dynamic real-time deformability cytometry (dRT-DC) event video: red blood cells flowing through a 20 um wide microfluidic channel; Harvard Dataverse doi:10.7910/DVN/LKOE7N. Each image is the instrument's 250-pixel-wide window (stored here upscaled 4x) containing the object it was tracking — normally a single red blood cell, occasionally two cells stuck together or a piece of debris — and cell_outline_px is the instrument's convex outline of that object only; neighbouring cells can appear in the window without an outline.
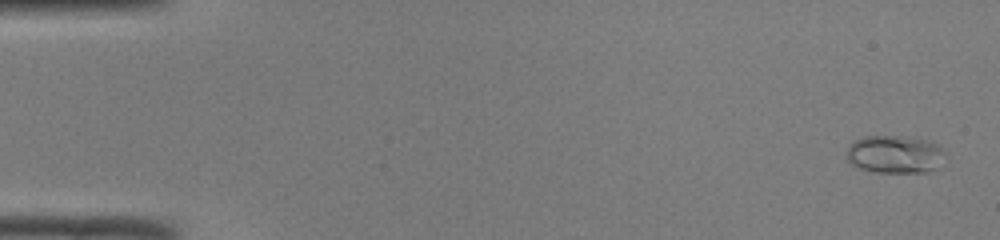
{"species": "common noctule bat (a hibernating species)", "species_latin": "Nyctalus noctula", "temperature_condition": "room temperature", "stored_images_in_passage": 50, "camera_frame_rate_fps": 3000, "um_per_image_px": 0.085, "animal": {"sex": "male", "body_mass_g": 19.0, "forearm_length_mm": 50.8}, "frame": {"image": 1, "passage_image": 2, "time_ms": 0.333, "image_size_px": [1000, 240], "cell_outline_px": [[944, 148], [932, 168], [928, 172], [876, 172], [860, 168], [852, 164], [848, 160], [848, 144], [864, 136], [896, 136], [928, 140]], "centroid_in_image_um": [75.96, 13.1], "position_along_channel_um": 9.0, "area_um2": 20.98}}
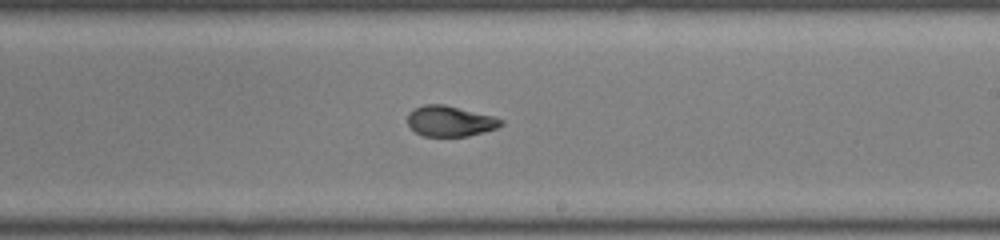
{"frame": {"image": 2, "passage_image": 30, "time_ms": 9.667, "image_size_px": [1000, 240], "cell_outline_px": [[504, 124], [496, 128], [484, 132], [468, 136], [424, 136], [416, 132], [408, 124], [408, 112], [412, 108], [424, 104], [444, 104], [492, 116], [504, 120]], "centroid_in_image_um": [38.24, 10.29], "position_along_channel_um": 250.8, "area_um2": 16.65}}
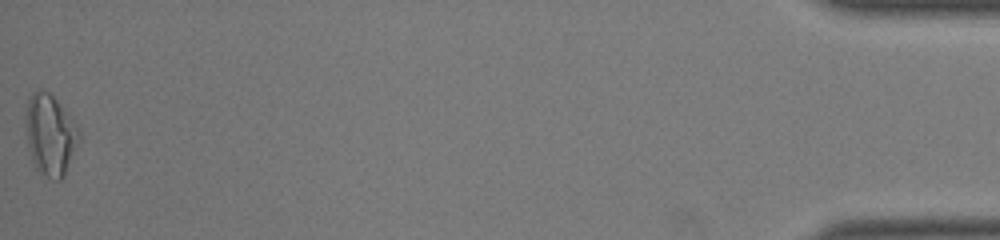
{"frame": {"image": 3, "passage_image": 50, "time_ms": 16.333, "image_size_px": [1000, 240], "cell_outline_px": [[80, 140], [64, 176], [60, 180], [56, 180], [40, 176], [32, 160], [28, 144], [24, 120], [28, 96], [32, 92], [48, 92], [56, 100], [76, 124], [80, 132]], "centroid_in_image_um": [4.25, 11.5], "position_along_channel_um": 430.9, "area_um2": 25.2}, "authors_computed_cell_mechanics": {"area_um2": 17.34, "velocity_mm_per_s": 4.1204, "shape_relaxation_time_tau1_ms": 4.7522, "shape_relaxation_time_tau2_ms": 1.6057, "deformation_change_tau1": 0.1907, "deformation_change_tau2": 0.0679}}